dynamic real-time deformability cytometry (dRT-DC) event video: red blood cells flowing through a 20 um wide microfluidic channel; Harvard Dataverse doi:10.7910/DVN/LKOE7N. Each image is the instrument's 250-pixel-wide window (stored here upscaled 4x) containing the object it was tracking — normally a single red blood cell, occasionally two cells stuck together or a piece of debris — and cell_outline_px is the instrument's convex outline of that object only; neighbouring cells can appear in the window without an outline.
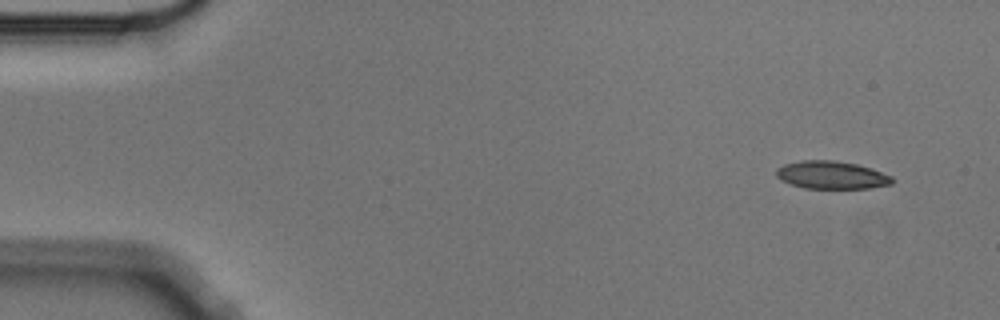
{"species": "Egyptian fruit bat (a non-hibernating species)", "species_latin": "Rousettus aegyptiacus", "temperature_condition": "cold", "stored_images_in_passage": 9, "camera_frame_rate_fps": 3000, "um_per_image_px": 0.085, "animal": {"sex": "male"}, "frame": {"image": 1, "passage_image": 1, "time_ms": 0.0, "image_size_px": [1000, 320], "cell_outline_px": [[892, 184], [868, 188], [804, 188], [780, 180], [776, 176], [776, 168], [784, 164], [800, 160], [836, 160], [856, 164], [892, 176]], "centroid_in_image_um": [70.63, 14.87], "position_along_channel_um": 14.4, "area_um2": 18.67}}
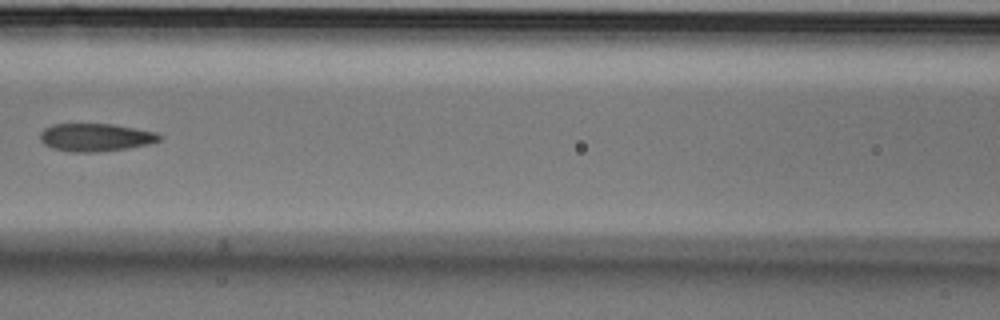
{"frame": {"image": 2, "passage_image": 6, "time_ms": 1.667, "image_size_px": [1000, 320], "cell_outline_px": [[160, 140], [148, 144], [128, 148], [96, 152], [72, 152], [52, 148], [44, 144], [40, 140], [40, 132], [44, 128], [52, 124], [112, 124], [136, 128], [156, 132], [160, 136]], "centroid_in_image_um": [8.09, 11.67], "position_along_channel_um": 158.5, "area_um2": 19.36}}
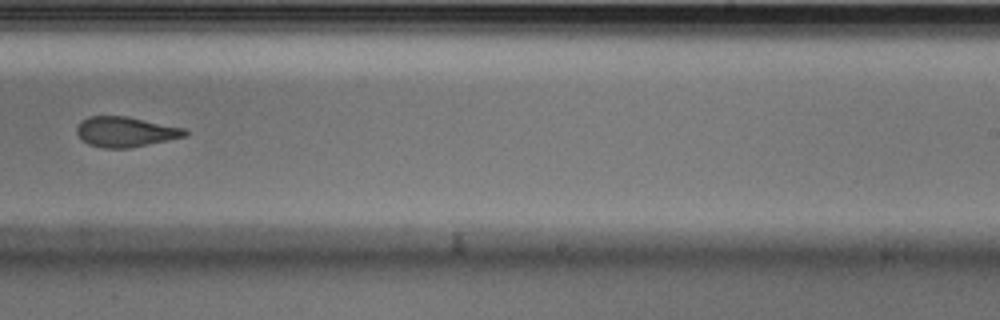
{"frame": {"image": 3, "passage_image": 9, "time_ms": 2.667, "image_size_px": [1000, 320], "cell_outline_px": [[188, 136], [128, 148], [104, 148], [88, 144], [80, 140], [76, 132], [76, 128], [80, 120], [88, 116], [128, 116], [184, 128], [188, 132]], "centroid_in_image_um": [10.63, 11.2], "position_along_channel_um": 278.4, "area_um2": 19.19}}